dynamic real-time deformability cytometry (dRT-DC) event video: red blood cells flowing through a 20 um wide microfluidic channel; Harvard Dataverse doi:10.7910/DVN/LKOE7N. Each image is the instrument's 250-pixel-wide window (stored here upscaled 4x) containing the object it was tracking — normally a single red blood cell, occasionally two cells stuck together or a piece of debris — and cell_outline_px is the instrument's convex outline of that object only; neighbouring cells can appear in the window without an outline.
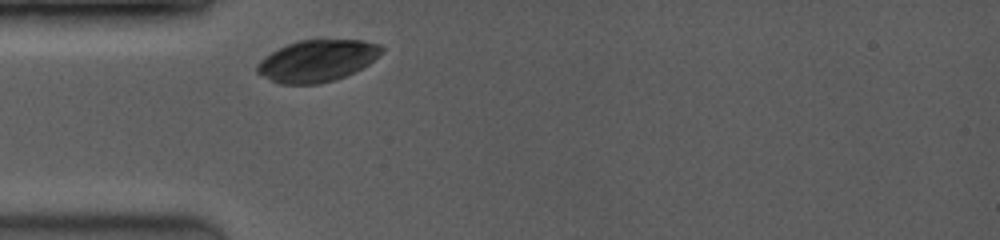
{"species": "common noctule bat (a hibernating species)", "species_latin": "Nyctalus noctula", "temperature_condition": "room temperature", "stored_images_in_passage": 1, "camera_frame_rate_fps": 3500, "um_per_image_px": 0.085, "animal": {"sex": "female", "body_mass_g": 19.0, "forearm_length_mm": 53.3}, "frame": {"image": 1, "passage_image": 1, "time_ms": 0.0, "image_size_px": [1000, 240], "cell_outline_px": [[384, 52], [368, 64], [344, 76], [332, 80], [316, 84], [280, 84], [256, 72], [256, 68], [260, 60], [272, 52], [288, 44], [300, 40], [364, 40], [380, 44], [384, 48]], "centroid_in_image_um": [26.98, 5.15], "position_along_channel_um": 58.0, "area_um2": 29.88}}